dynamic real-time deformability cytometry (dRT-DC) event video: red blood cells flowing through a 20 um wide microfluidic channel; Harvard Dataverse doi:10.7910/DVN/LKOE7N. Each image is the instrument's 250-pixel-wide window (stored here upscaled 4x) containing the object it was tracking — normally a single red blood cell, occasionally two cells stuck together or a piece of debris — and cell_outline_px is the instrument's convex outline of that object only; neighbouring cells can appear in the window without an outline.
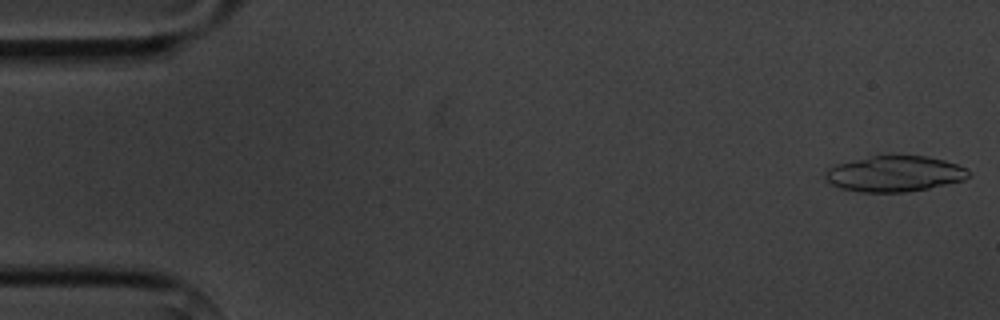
{"species": "common noctule bat (a hibernating species)", "species_latin": "Nyctalus noctula", "temperature_condition": "cold", "stored_images_in_passage": 5, "camera_frame_rate_fps": 3000, "um_per_image_px": 0.085, "animal": {"sex": "male", "body_mass_g": 20.1, "forearm_length_mm": 53.5}, "frame": {"image": 1, "passage_image": 1, "time_ms": 0.0, "image_size_px": [1000, 320], "cell_outline_px": [[972, 172], [964, 180], [928, 188], [904, 192], [860, 192], [840, 188], [824, 180], [824, 172], [828, 168], [836, 164], [872, 156], [928, 156], [944, 160], [956, 164]], "centroid_in_image_um": [76.01, 14.78], "position_along_channel_um": 9.0, "area_um2": 29.77}}